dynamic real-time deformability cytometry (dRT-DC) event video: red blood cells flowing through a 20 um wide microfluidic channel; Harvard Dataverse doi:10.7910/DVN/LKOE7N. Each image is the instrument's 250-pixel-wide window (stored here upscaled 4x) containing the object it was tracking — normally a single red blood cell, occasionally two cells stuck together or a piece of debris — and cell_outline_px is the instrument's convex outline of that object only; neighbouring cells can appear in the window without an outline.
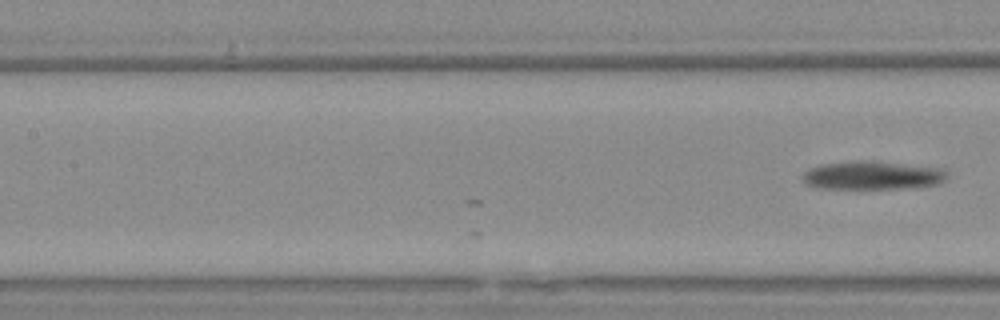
{"species": "Egyptian fruit bat (a non-hibernating species)", "species_latin": "Rousettus aegyptiacus", "temperature_condition": "warm", "stored_images_in_passage": 8, "camera_frame_rate_fps": 3000, "um_per_image_px": 0.085, "animal": {"sex": "female"}, "frame": {"image": 1, "passage_image": 8, "time_ms": 2.333, "image_size_px": [1000, 320], "cell_outline_px": [[948, 172], [944, 180], [936, 184], [904, 188], [816, 188], [808, 184], [804, 180], [804, 172], [812, 168], [824, 164], [852, 160], [872, 160], [944, 168]], "centroid_in_image_um": [74.19, 14.88], "position_along_channel_um": 133.2, "area_um2": 23.81}}